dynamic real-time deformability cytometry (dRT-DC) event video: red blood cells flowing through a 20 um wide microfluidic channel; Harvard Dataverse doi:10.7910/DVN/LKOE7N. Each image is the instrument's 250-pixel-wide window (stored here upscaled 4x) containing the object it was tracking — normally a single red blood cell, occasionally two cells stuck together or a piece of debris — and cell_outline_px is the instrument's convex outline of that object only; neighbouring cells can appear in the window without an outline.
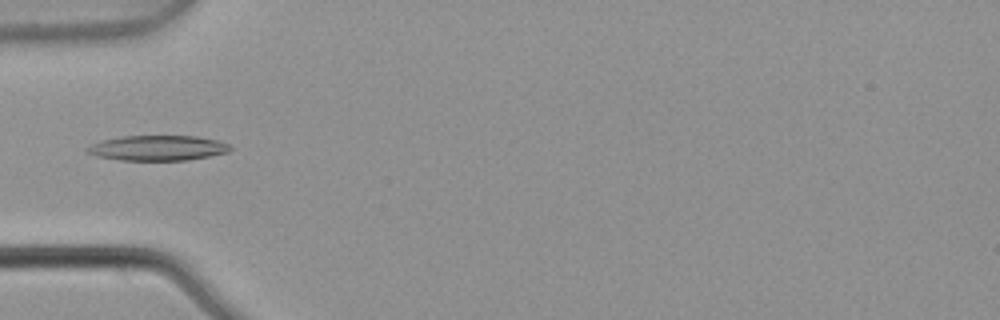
{"species": "common noctule bat (a hibernating species)", "species_latin": "Nyctalus noctula", "temperature_condition": "warm", "stored_images_in_passage": 5, "camera_frame_rate_fps": 3000, "um_per_image_px": 0.085, "animal": {"sex": "male", "body_mass_g": 21.5, "forearm_length_mm": 52.0}, "frame": {"image": 1, "passage_image": 5, "time_ms": 1.333, "image_size_px": [1000, 320], "cell_outline_px": [[232, 148], [228, 152], [188, 160], [120, 160], [96, 156], [84, 152], [84, 148], [92, 144], [104, 140], [120, 136], [196, 136], [220, 140], [228, 144]], "centroid_in_image_um": [13.39, 12.58], "position_along_channel_um": 71.6, "area_um2": 21.04}}